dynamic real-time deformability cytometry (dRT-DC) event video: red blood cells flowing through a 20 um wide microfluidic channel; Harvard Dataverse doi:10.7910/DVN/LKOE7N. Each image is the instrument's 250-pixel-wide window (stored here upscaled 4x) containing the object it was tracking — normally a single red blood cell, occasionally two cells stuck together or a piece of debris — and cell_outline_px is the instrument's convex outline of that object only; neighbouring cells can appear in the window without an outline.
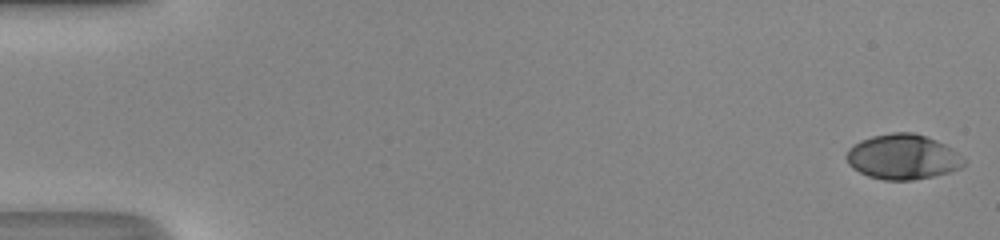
{"species": "human", "species_latin": "Homo sapiens", "temperature_condition": "room temperature", "stored_images_in_passage": 4, "camera_frame_rate_fps": 3000, "um_per_image_px": 0.085, "donor": {"sex": "male"}, "frame": {"image": 1, "passage_image": 1, "time_ms": 0.0, "image_size_px": [1000, 240], "cell_outline_px": [[964, 164], [960, 168], [948, 172], [932, 176], [912, 180], [884, 180], [868, 176], [852, 168], [848, 164], [844, 156], [848, 148], [852, 144], [860, 140], [872, 136], [892, 132], [912, 132], [936, 140], [952, 148], [964, 160]], "centroid_in_image_um": [76.67, 13.33], "position_along_channel_um": 8.3, "area_um2": 30.87}}